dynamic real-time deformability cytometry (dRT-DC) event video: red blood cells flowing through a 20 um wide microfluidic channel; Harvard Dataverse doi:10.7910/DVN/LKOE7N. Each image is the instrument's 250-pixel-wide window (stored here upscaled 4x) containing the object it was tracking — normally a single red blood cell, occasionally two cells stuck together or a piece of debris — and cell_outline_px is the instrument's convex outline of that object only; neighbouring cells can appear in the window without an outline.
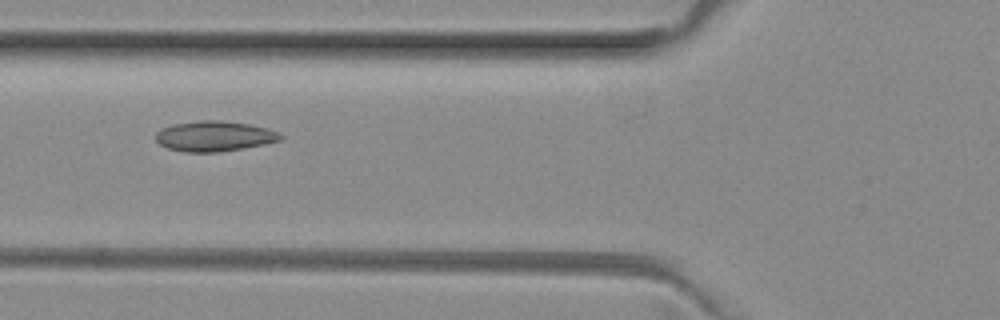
{"species": "common noctule bat (a hibernating species)", "species_latin": "Nyctalus noctula", "temperature_condition": "room temperature", "stored_images_in_passage": 5, "camera_frame_rate_fps": 3000, "um_per_image_px": 0.085, "animal": {"sex": "female", "body_mass_g": 29.2, "forearm_length_mm": 56.3}, "frame": {"image": 1, "passage_image": 5, "time_ms": 1.333, "image_size_px": [1000, 320], "cell_outline_px": [[284, 136], [280, 140], [264, 144], [216, 152], [184, 152], [168, 148], [160, 144], [156, 140], [156, 132], [160, 128], [172, 124], [200, 120], [220, 120], [248, 124], [268, 128], [280, 132]], "centroid_in_image_um": [18.21, 11.56], "position_along_channel_um": 107.6, "area_um2": 22.02}}